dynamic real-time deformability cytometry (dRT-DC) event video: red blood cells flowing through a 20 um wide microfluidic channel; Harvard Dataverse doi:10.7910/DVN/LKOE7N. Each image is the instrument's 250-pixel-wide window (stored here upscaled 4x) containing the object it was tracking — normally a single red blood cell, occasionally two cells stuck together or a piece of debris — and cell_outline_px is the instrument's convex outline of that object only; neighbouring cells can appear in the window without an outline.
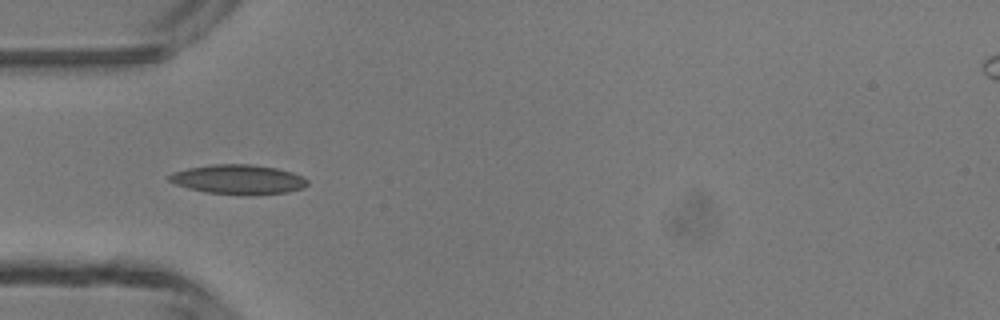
{"species": "common noctule bat (a hibernating species)", "species_latin": "Nyctalus noctula", "temperature_condition": "room temperature", "stored_images_in_passage": 4, "camera_frame_rate_fps": 3000, "um_per_image_px": 0.085, "animal": {"sex": "male", "body_mass_g": 13.3}, "frame": {"image": 1, "passage_image": 4, "time_ms": 4.333, "image_size_px": [1000, 320], "cell_outline_px": [[308, 184], [304, 188], [288, 192], [252, 196], [244, 196], [208, 192], [188, 188], [176, 184], [168, 180], [168, 176], [172, 172], [188, 168], [212, 164], [252, 164], [276, 168], [292, 172], [308, 180]], "centroid_in_image_um": [20.27, 15.26], "position_along_channel_um": 64.7, "area_um2": 24.04}}